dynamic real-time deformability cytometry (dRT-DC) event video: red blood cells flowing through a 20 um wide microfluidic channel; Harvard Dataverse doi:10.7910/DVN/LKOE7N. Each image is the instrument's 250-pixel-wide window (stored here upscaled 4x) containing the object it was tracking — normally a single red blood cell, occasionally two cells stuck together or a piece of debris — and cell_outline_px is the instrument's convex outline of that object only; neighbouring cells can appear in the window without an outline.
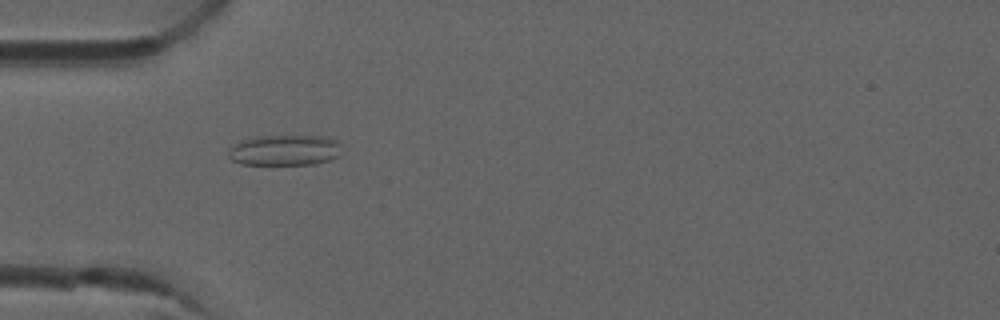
{"species": "common noctule bat (a hibernating species)", "species_latin": "Nyctalus noctula", "temperature_condition": "room temperature", "stored_images_in_passage": 4, "camera_frame_rate_fps": 3000, "um_per_image_px": 0.085, "animal": {"sex": "male", "forearm_length_mm": 52.5}, "frame": {"image": 1, "passage_image": 4, "time_ms": 1.0, "image_size_px": [1000, 320], "cell_outline_px": [[340, 156], [332, 160], [316, 164], [240, 164], [232, 160], [228, 156], [228, 152], [240, 140], [256, 136], [328, 136], [336, 140], [340, 144]], "centroid_in_image_um": [24.25, 12.76], "position_along_channel_um": 60.8, "area_um2": 20.4}}